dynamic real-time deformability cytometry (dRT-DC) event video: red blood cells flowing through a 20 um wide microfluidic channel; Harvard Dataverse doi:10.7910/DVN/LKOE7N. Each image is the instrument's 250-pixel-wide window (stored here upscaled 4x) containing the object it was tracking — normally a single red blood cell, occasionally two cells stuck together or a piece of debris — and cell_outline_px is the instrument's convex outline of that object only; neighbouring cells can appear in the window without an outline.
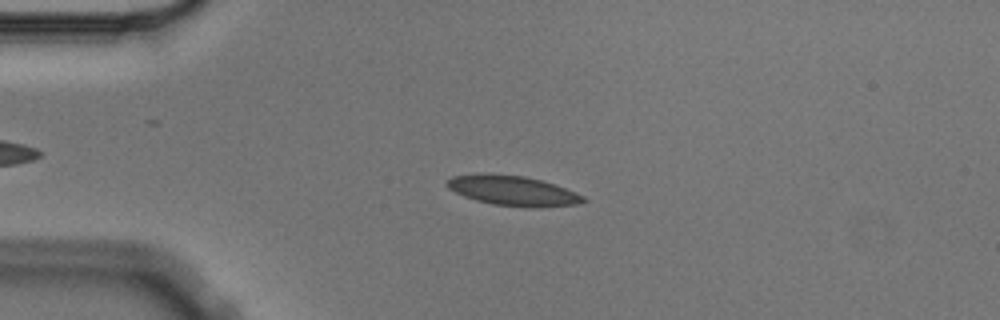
{"species": "Egyptian fruit bat (a non-hibernating species)", "species_latin": "Rousettus aegyptiacus", "temperature_condition": "cold", "stored_images_in_passage": 6, "camera_frame_rate_fps": 3000, "um_per_image_px": 0.085, "animal": {"sex": "male"}, "frame": {"image": 1, "passage_image": 4, "time_ms": 1.0, "image_size_px": [1000, 320], "cell_outline_px": [[588, 200], [576, 204], [540, 208], [524, 208], [492, 204], [476, 200], [464, 196], [448, 188], [444, 184], [452, 176], [524, 176], [540, 180], [564, 188], [584, 196]], "centroid_in_image_um": [43.66, 16.27], "position_along_channel_um": 41.3, "area_um2": 22.95}}
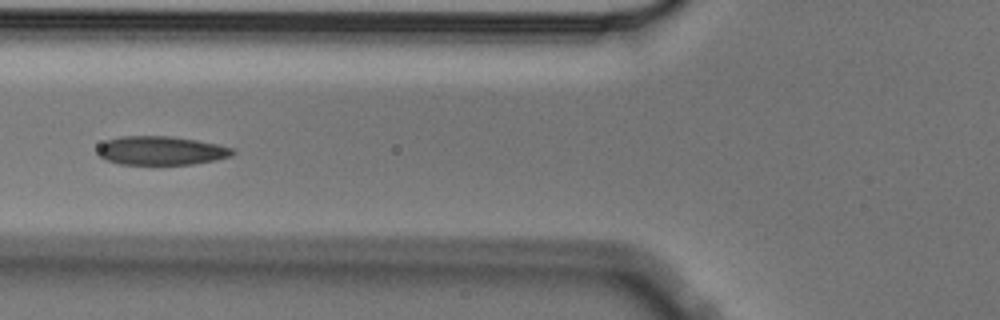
{"frame": {"image": 2, "passage_image": 6, "time_ms": 1.667, "image_size_px": [1000, 320], "cell_outline_px": [[236, 152], [232, 156], [216, 160], [192, 164], [120, 164], [104, 160], [96, 152], [96, 148], [100, 144], [108, 140], [120, 136], [172, 136], [220, 144], [236, 148]], "centroid_in_image_um": [13.72, 12.8], "position_along_channel_um": 112.1, "area_um2": 22.95}}